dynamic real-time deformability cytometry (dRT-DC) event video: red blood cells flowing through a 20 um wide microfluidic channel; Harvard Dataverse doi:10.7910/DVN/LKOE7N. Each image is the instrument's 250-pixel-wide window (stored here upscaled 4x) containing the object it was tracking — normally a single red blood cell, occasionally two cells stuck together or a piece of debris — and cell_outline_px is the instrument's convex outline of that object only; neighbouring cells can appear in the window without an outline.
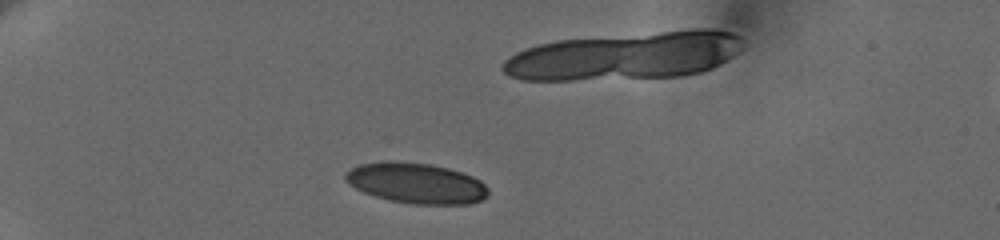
{"species": "human", "species_latin": "Homo sapiens", "temperature_condition": "cold", "stored_images_in_passage": 35, "camera_frame_rate_fps": 3000, "um_per_image_px": 0.085, "donor": {"sex": "female"}, "frame": {"image": 1, "passage_image": 1, "time_ms": 0.0, "image_size_px": [1000, 240], "cell_outline_px": [[488, 196], [480, 200], [468, 204], [412, 204], [388, 200], [364, 192], [356, 188], [344, 180], [344, 172], [360, 164], [388, 160], [396, 160], [428, 164], [448, 168], [472, 176], [480, 180], [488, 188]], "centroid_in_image_um": [35.36, 15.56], "position_along_channel_um": 49.6, "area_um2": 33.81}}
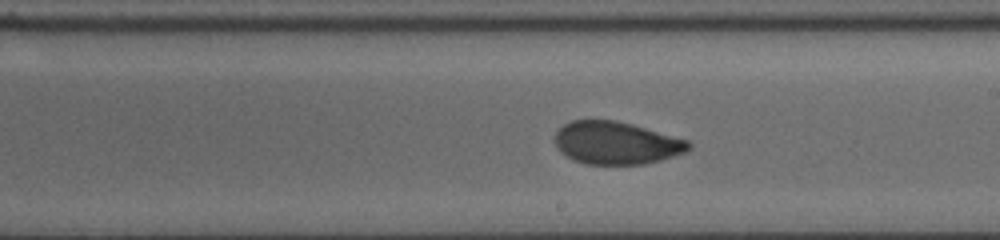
{"frame": {"image": 2, "passage_image": 20, "time_ms": 6.333, "image_size_px": [1000, 240], "cell_outline_px": [[692, 148], [684, 152], [660, 160], [644, 164], [584, 164], [572, 160], [560, 152], [556, 148], [556, 132], [564, 124], [572, 120], [612, 120], [632, 124], [688, 140], [692, 144]], "centroid_in_image_um": [52.37, 12.16], "position_along_channel_um": 236.6, "area_um2": 33.18}}
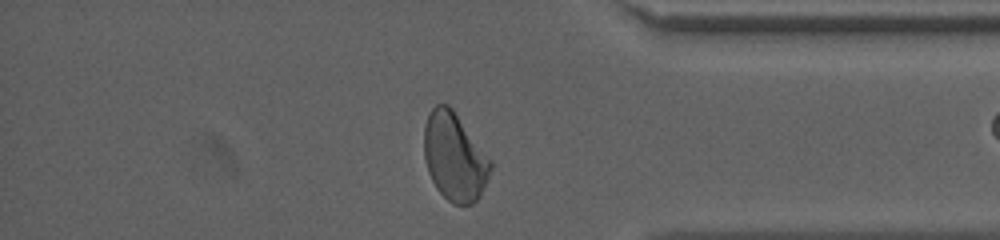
{"frame": {"image": 3, "passage_image": 34, "time_ms": 11.0, "image_size_px": [1000, 240], "cell_outline_px": [[492, 168], [480, 196], [472, 204], [452, 204], [436, 188], [428, 172], [424, 156], [424, 124], [428, 112], [436, 104], [448, 104], [452, 108], [492, 160]], "centroid_in_image_um": [38.62, 13.32], "position_along_channel_um": 396.6, "area_um2": 34.16}}